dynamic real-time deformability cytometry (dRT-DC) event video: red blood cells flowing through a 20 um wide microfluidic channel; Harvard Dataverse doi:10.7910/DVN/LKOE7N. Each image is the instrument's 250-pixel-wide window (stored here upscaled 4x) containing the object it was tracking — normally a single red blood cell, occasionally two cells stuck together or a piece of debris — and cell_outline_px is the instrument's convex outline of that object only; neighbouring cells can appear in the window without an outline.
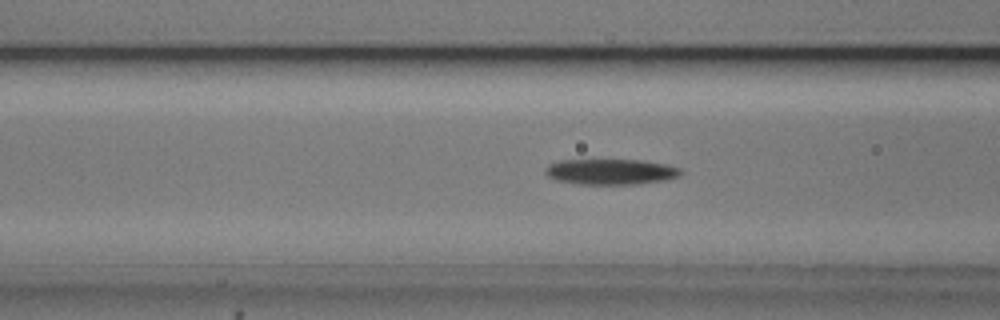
{"species": "common noctule bat (a hibernating species)", "species_latin": "Nyctalus noctula", "temperature_condition": "cold", "stored_images_in_passage": 39, "camera_frame_rate_fps": 3000, "um_per_image_px": 0.085, "animal": {"sex": "male", "body_mass_g": 20.5, "forearm_length_mm": 52.5}, "frame": {"image": 1, "passage_image": 10, "time_ms": 3.0, "image_size_px": [1000, 320], "cell_outline_px": [[684, 172], [680, 176], [664, 180], [640, 184], [576, 184], [556, 180], [548, 176], [544, 172], [544, 168], [548, 164], [560, 160], [636, 160], [664, 164], [680, 168]], "centroid_in_image_um": [51.88, 14.6], "position_along_channel_um": 114.7, "area_um2": 20.29}}
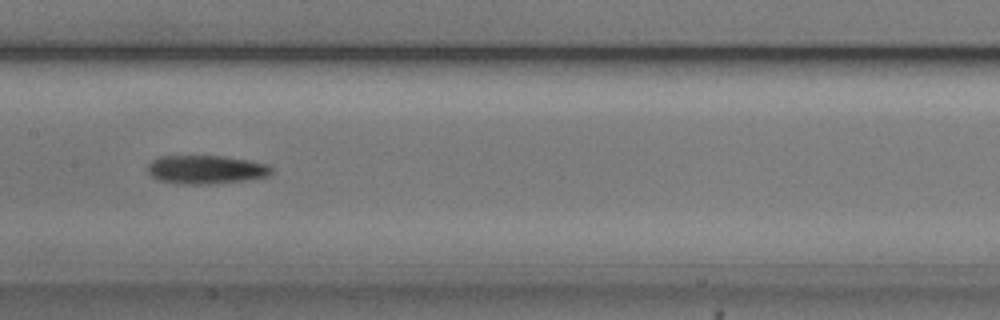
{"frame": {"image": 2, "passage_image": 16, "time_ms": 5.0, "image_size_px": [1000, 320], "cell_outline_px": [[272, 172], [268, 176], [248, 180], [204, 184], [180, 184], [160, 180], [152, 176], [148, 172], [148, 164], [156, 156], [224, 156], [252, 160], [268, 164], [272, 168]], "centroid_in_image_um": [17.53, 14.4], "position_along_channel_um": 189.9, "area_um2": 20.75}}
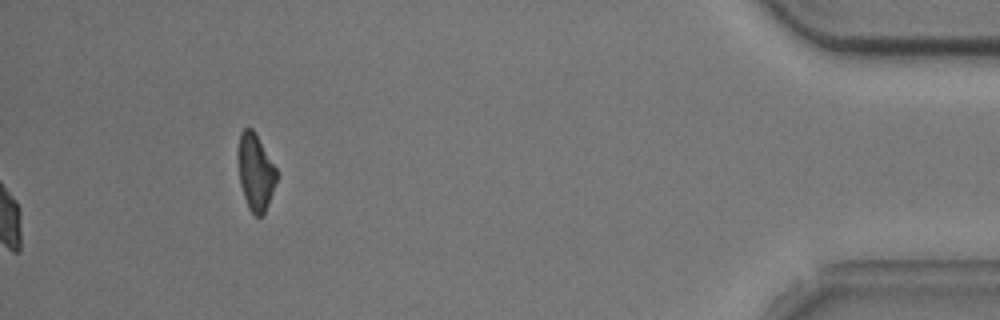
{"frame": {"image": 3, "passage_image": 39, "time_ms": 12.667, "image_size_px": [1000, 320], "cell_outline_px": [[276, 180], [264, 216], [256, 216], [248, 208], [240, 184], [240, 132], [244, 128], [252, 128], [276, 168]], "centroid_in_image_um": [21.74, 14.68], "position_along_channel_um": 413.5, "area_um2": 16.42}, "authors_computed_cell_mechanics": {"area_um2": 20.4034, "velocity_mm_per_s": 3.7363, "shape_relaxation_time_tau1_ms": 3.5104, "shape_relaxation_time_tau2_ms": null, "deformation_change_tau1": 0.1264, "deformation_change_tau2": null}}